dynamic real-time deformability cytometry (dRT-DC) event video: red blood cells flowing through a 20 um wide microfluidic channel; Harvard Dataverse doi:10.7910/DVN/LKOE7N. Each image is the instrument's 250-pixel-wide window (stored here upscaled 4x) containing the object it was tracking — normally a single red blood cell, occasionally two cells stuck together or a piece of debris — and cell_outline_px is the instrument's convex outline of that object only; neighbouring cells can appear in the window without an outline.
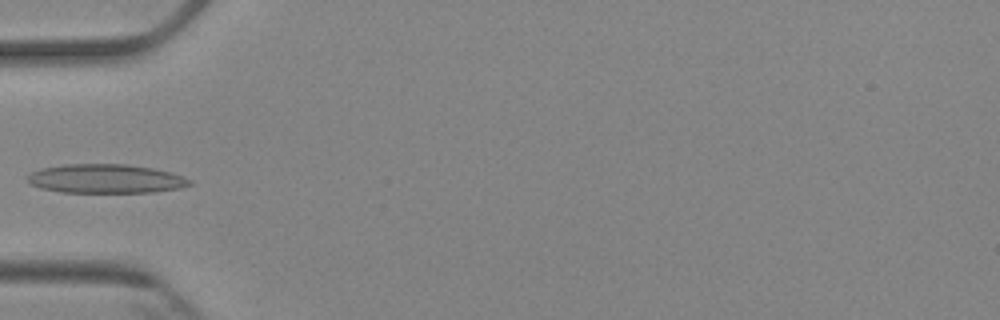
{"species": "Egyptian fruit bat (a non-hibernating species)", "species_latin": "Rousettus aegyptiacus", "temperature_condition": "cold", "stored_images_in_passage": 5, "camera_frame_rate_fps": 3000, "um_per_image_px": 0.085, "animal": {"sex": "female"}, "frame": {"image": 1, "passage_image": 4, "time_ms": 3.667, "image_size_px": [1000, 320], "cell_outline_px": [[192, 184], [180, 188], [152, 192], [60, 192], [40, 188], [28, 184], [24, 180], [32, 172], [40, 168], [64, 164], [128, 164], [152, 168], [184, 176], [192, 180]], "centroid_in_image_um": [8.94, 15.19], "position_along_channel_um": 76.1, "area_um2": 27.57}}
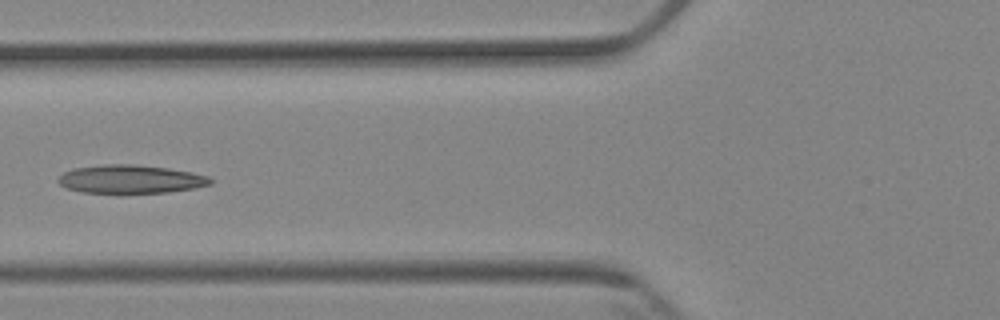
{"frame": {"image": 2, "passage_image": 5, "time_ms": 4.667, "image_size_px": [1000, 320], "cell_outline_px": [[212, 184], [196, 188], [168, 192], [116, 196], [80, 192], [68, 188], [60, 184], [56, 180], [64, 172], [72, 168], [104, 164], [136, 164], [168, 168], [192, 172], [208, 176], [212, 180]], "centroid_in_image_um": [11.07, 15.27], "position_along_channel_um": 114.7, "area_um2": 26.36}}